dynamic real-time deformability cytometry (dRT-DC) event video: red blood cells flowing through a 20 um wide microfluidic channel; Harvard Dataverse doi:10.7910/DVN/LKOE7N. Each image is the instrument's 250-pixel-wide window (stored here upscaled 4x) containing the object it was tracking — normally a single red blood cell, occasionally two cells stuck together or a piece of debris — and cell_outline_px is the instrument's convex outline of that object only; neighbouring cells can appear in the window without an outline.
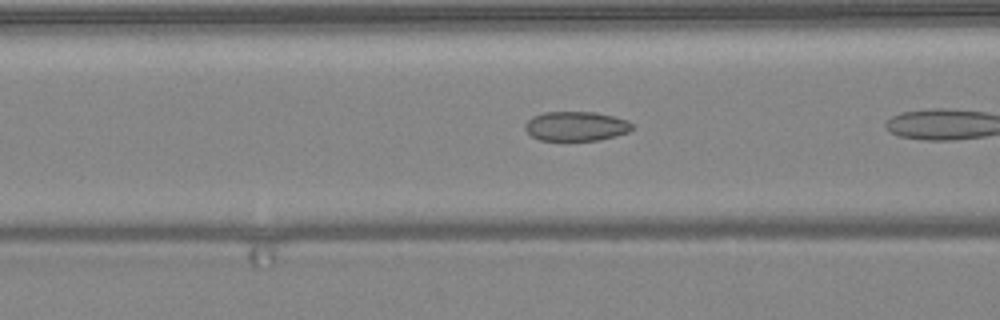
{"species": "common noctule bat (a hibernating species)", "species_latin": "Nyctalus noctula", "temperature_condition": "warm", "stored_images_in_passage": 6, "camera_frame_rate_fps": 3000, "um_per_image_px": 0.085, "animal": {"sex": "female", "body_mass_g": 24.6, "forearm_length_mm": 56.2}, "frame": {"image": 1, "passage_image": 5, "time_ms": 1.333, "image_size_px": [1000, 320], "cell_outline_px": [[632, 128], [628, 132], [616, 136], [600, 140], [540, 140], [532, 136], [524, 128], [524, 124], [532, 116], [544, 112], [596, 112], [628, 120], [632, 124]], "centroid_in_image_um": [48.95, 10.72], "position_along_channel_um": 117.6, "area_um2": 18.38}}